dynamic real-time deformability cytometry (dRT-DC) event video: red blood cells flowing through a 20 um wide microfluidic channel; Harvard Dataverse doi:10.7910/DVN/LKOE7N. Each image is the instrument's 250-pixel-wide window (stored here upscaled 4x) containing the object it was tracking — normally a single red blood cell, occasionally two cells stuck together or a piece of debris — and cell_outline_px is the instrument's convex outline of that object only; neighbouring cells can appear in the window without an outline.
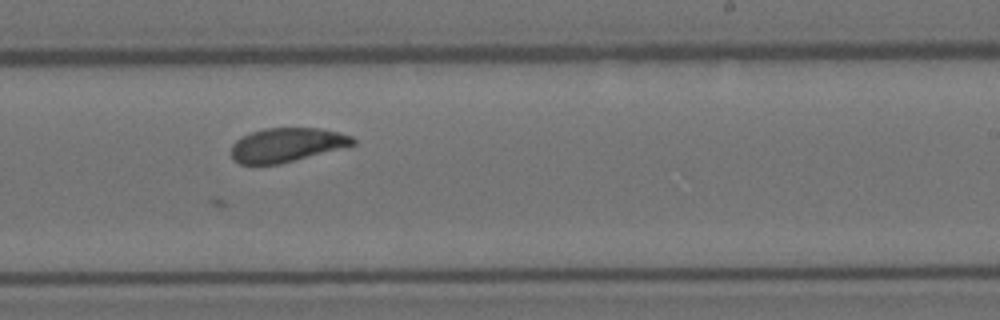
{"species": "Egyptian fruit bat (a non-hibernating species)", "species_latin": "Rousettus aegyptiacus", "temperature_condition": "room temperature", "stored_images_in_passage": 14, "camera_frame_rate_fps": 3000, "um_per_image_px": 0.085, "animal": {"sex": "female"}, "frame": {"image": 1, "passage_image": 8, "time_ms": 8.333, "image_size_px": [1000, 320], "cell_outline_px": [[356, 144], [280, 164], [240, 164], [232, 160], [232, 144], [240, 136], [264, 128], [320, 128], [352, 136], [356, 140]], "centroid_in_image_um": [24.34, 12.31], "position_along_channel_um": 264.7, "area_um2": 24.04}}